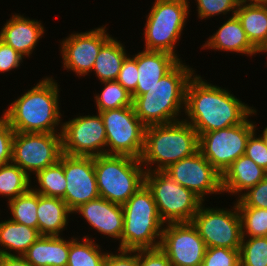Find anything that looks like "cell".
<instances>
[{
  "label": "cell",
  "mask_w": 267,
  "mask_h": 266,
  "mask_svg": "<svg viewBox=\"0 0 267 266\" xmlns=\"http://www.w3.org/2000/svg\"><path fill=\"white\" fill-rule=\"evenodd\" d=\"M231 92L195 73L186 86L183 119L198 135L242 123L255 107L242 102Z\"/></svg>",
  "instance_id": "obj_1"
},
{
  "label": "cell",
  "mask_w": 267,
  "mask_h": 266,
  "mask_svg": "<svg viewBox=\"0 0 267 266\" xmlns=\"http://www.w3.org/2000/svg\"><path fill=\"white\" fill-rule=\"evenodd\" d=\"M57 81L52 75L42 77L3 109L2 115L15 132L61 133L64 116Z\"/></svg>",
  "instance_id": "obj_2"
},
{
  "label": "cell",
  "mask_w": 267,
  "mask_h": 266,
  "mask_svg": "<svg viewBox=\"0 0 267 266\" xmlns=\"http://www.w3.org/2000/svg\"><path fill=\"white\" fill-rule=\"evenodd\" d=\"M195 73L185 60H180L153 87L146 89V93L137 96L133 107L140 121L148 127L182 120L186 86Z\"/></svg>",
  "instance_id": "obj_3"
},
{
  "label": "cell",
  "mask_w": 267,
  "mask_h": 266,
  "mask_svg": "<svg viewBox=\"0 0 267 266\" xmlns=\"http://www.w3.org/2000/svg\"><path fill=\"white\" fill-rule=\"evenodd\" d=\"M198 145L197 131L184 119L148 126L140 162L145 171H163L172 163L196 153Z\"/></svg>",
  "instance_id": "obj_4"
},
{
  "label": "cell",
  "mask_w": 267,
  "mask_h": 266,
  "mask_svg": "<svg viewBox=\"0 0 267 266\" xmlns=\"http://www.w3.org/2000/svg\"><path fill=\"white\" fill-rule=\"evenodd\" d=\"M124 214L121 249L141 250L160 247L163 227L151 191L144 184L122 205Z\"/></svg>",
  "instance_id": "obj_5"
},
{
  "label": "cell",
  "mask_w": 267,
  "mask_h": 266,
  "mask_svg": "<svg viewBox=\"0 0 267 266\" xmlns=\"http://www.w3.org/2000/svg\"><path fill=\"white\" fill-rule=\"evenodd\" d=\"M151 4L143 27V49L166 52L182 60L176 46L191 16L190 0H154Z\"/></svg>",
  "instance_id": "obj_6"
},
{
  "label": "cell",
  "mask_w": 267,
  "mask_h": 266,
  "mask_svg": "<svg viewBox=\"0 0 267 266\" xmlns=\"http://www.w3.org/2000/svg\"><path fill=\"white\" fill-rule=\"evenodd\" d=\"M94 170L100 197L123 205L144 185L145 169L140 159L127 155L94 157Z\"/></svg>",
  "instance_id": "obj_7"
},
{
  "label": "cell",
  "mask_w": 267,
  "mask_h": 266,
  "mask_svg": "<svg viewBox=\"0 0 267 266\" xmlns=\"http://www.w3.org/2000/svg\"><path fill=\"white\" fill-rule=\"evenodd\" d=\"M144 184L151 191L158 213L165 224L192 222L204 202L164 171H145Z\"/></svg>",
  "instance_id": "obj_8"
},
{
  "label": "cell",
  "mask_w": 267,
  "mask_h": 266,
  "mask_svg": "<svg viewBox=\"0 0 267 266\" xmlns=\"http://www.w3.org/2000/svg\"><path fill=\"white\" fill-rule=\"evenodd\" d=\"M258 110L253 112L240 124L224 129L203 133L199 136L198 150L207 161L221 174L242 155H245L247 141L255 131V117Z\"/></svg>",
  "instance_id": "obj_9"
},
{
  "label": "cell",
  "mask_w": 267,
  "mask_h": 266,
  "mask_svg": "<svg viewBox=\"0 0 267 266\" xmlns=\"http://www.w3.org/2000/svg\"><path fill=\"white\" fill-rule=\"evenodd\" d=\"M106 131V155L141 158L146 126L133 106L100 111Z\"/></svg>",
  "instance_id": "obj_10"
},
{
  "label": "cell",
  "mask_w": 267,
  "mask_h": 266,
  "mask_svg": "<svg viewBox=\"0 0 267 266\" xmlns=\"http://www.w3.org/2000/svg\"><path fill=\"white\" fill-rule=\"evenodd\" d=\"M203 202L194 215L192 224L197 228L207 248L225 247L240 249L242 241L241 218L236 205L230 209L210 207ZM206 206V207H205Z\"/></svg>",
  "instance_id": "obj_11"
},
{
  "label": "cell",
  "mask_w": 267,
  "mask_h": 266,
  "mask_svg": "<svg viewBox=\"0 0 267 266\" xmlns=\"http://www.w3.org/2000/svg\"><path fill=\"white\" fill-rule=\"evenodd\" d=\"M62 151L61 133L15 132L12 163L32 178L38 171L57 163Z\"/></svg>",
  "instance_id": "obj_12"
},
{
  "label": "cell",
  "mask_w": 267,
  "mask_h": 266,
  "mask_svg": "<svg viewBox=\"0 0 267 266\" xmlns=\"http://www.w3.org/2000/svg\"><path fill=\"white\" fill-rule=\"evenodd\" d=\"M74 115L62 124V151L69 156L106 154V131L99 112ZM84 115V116H83ZM76 116V117H75Z\"/></svg>",
  "instance_id": "obj_13"
},
{
  "label": "cell",
  "mask_w": 267,
  "mask_h": 266,
  "mask_svg": "<svg viewBox=\"0 0 267 266\" xmlns=\"http://www.w3.org/2000/svg\"><path fill=\"white\" fill-rule=\"evenodd\" d=\"M107 31L105 24L85 32L73 31L59 40L62 70L73 72L78 78L90 76L101 46L112 36Z\"/></svg>",
  "instance_id": "obj_14"
},
{
  "label": "cell",
  "mask_w": 267,
  "mask_h": 266,
  "mask_svg": "<svg viewBox=\"0 0 267 266\" xmlns=\"http://www.w3.org/2000/svg\"><path fill=\"white\" fill-rule=\"evenodd\" d=\"M163 171L175 182L193 191L204 202L213 194H223L222 175L199 150L189 157L172 163Z\"/></svg>",
  "instance_id": "obj_15"
},
{
  "label": "cell",
  "mask_w": 267,
  "mask_h": 266,
  "mask_svg": "<svg viewBox=\"0 0 267 266\" xmlns=\"http://www.w3.org/2000/svg\"><path fill=\"white\" fill-rule=\"evenodd\" d=\"M160 248L172 266H201L206 245L192 222L166 223Z\"/></svg>",
  "instance_id": "obj_16"
},
{
  "label": "cell",
  "mask_w": 267,
  "mask_h": 266,
  "mask_svg": "<svg viewBox=\"0 0 267 266\" xmlns=\"http://www.w3.org/2000/svg\"><path fill=\"white\" fill-rule=\"evenodd\" d=\"M65 196L62 198L73 212L81 204L100 197L94 157L64 154Z\"/></svg>",
  "instance_id": "obj_17"
},
{
  "label": "cell",
  "mask_w": 267,
  "mask_h": 266,
  "mask_svg": "<svg viewBox=\"0 0 267 266\" xmlns=\"http://www.w3.org/2000/svg\"><path fill=\"white\" fill-rule=\"evenodd\" d=\"M73 214L80 215L100 236L118 241L121 249L124 214L122 205L110 202L102 197L90 200L76 208Z\"/></svg>",
  "instance_id": "obj_18"
},
{
  "label": "cell",
  "mask_w": 267,
  "mask_h": 266,
  "mask_svg": "<svg viewBox=\"0 0 267 266\" xmlns=\"http://www.w3.org/2000/svg\"><path fill=\"white\" fill-rule=\"evenodd\" d=\"M0 28V40L11 46L25 58H30L47 31L42 20L31 19L24 14L11 13Z\"/></svg>",
  "instance_id": "obj_19"
},
{
  "label": "cell",
  "mask_w": 267,
  "mask_h": 266,
  "mask_svg": "<svg viewBox=\"0 0 267 266\" xmlns=\"http://www.w3.org/2000/svg\"><path fill=\"white\" fill-rule=\"evenodd\" d=\"M218 30L210 35L201 49L221 52H230L233 54L246 55L253 58L259 52L251 45L245 31L236 15L225 18Z\"/></svg>",
  "instance_id": "obj_20"
},
{
  "label": "cell",
  "mask_w": 267,
  "mask_h": 266,
  "mask_svg": "<svg viewBox=\"0 0 267 266\" xmlns=\"http://www.w3.org/2000/svg\"><path fill=\"white\" fill-rule=\"evenodd\" d=\"M180 60L169 53L149 51L143 49L137 52L138 83L136 90L131 94L134 100L137 96L146 93V89L153 87L166 75Z\"/></svg>",
  "instance_id": "obj_21"
},
{
  "label": "cell",
  "mask_w": 267,
  "mask_h": 266,
  "mask_svg": "<svg viewBox=\"0 0 267 266\" xmlns=\"http://www.w3.org/2000/svg\"><path fill=\"white\" fill-rule=\"evenodd\" d=\"M267 176V171L258 166L251 158L242 155L235 160L222 175V191L238 199L249 188Z\"/></svg>",
  "instance_id": "obj_22"
},
{
  "label": "cell",
  "mask_w": 267,
  "mask_h": 266,
  "mask_svg": "<svg viewBox=\"0 0 267 266\" xmlns=\"http://www.w3.org/2000/svg\"><path fill=\"white\" fill-rule=\"evenodd\" d=\"M36 212L41 236H63V231L69 226V217L73 214L63 199L39 193Z\"/></svg>",
  "instance_id": "obj_23"
},
{
  "label": "cell",
  "mask_w": 267,
  "mask_h": 266,
  "mask_svg": "<svg viewBox=\"0 0 267 266\" xmlns=\"http://www.w3.org/2000/svg\"><path fill=\"white\" fill-rule=\"evenodd\" d=\"M22 256L32 266H67L69 238L40 236Z\"/></svg>",
  "instance_id": "obj_24"
},
{
  "label": "cell",
  "mask_w": 267,
  "mask_h": 266,
  "mask_svg": "<svg viewBox=\"0 0 267 266\" xmlns=\"http://www.w3.org/2000/svg\"><path fill=\"white\" fill-rule=\"evenodd\" d=\"M235 15L251 45L259 53H262L267 47V4L262 2L240 3Z\"/></svg>",
  "instance_id": "obj_25"
},
{
  "label": "cell",
  "mask_w": 267,
  "mask_h": 266,
  "mask_svg": "<svg viewBox=\"0 0 267 266\" xmlns=\"http://www.w3.org/2000/svg\"><path fill=\"white\" fill-rule=\"evenodd\" d=\"M40 236L36 228L13 222L9 217L1 220L0 255L22 256Z\"/></svg>",
  "instance_id": "obj_26"
},
{
  "label": "cell",
  "mask_w": 267,
  "mask_h": 266,
  "mask_svg": "<svg viewBox=\"0 0 267 266\" xmlns=\"http://www.w3.org/2000/svg\"><path fill=\"white\" fill-rule=\"evenodd\" d=\"M111 36L102 46L93 65V73L100 82L117 80L123 61L129 55L126 43Z\"/></svg>",
  "instance_id": "obj_27"
},
{
  "label": "cell",
  "mask_w": 267,
  "mask_h": 266,
  "mask_svg": "<svg viewBox=\"0 0 267 266\" xmlns=\"http://www.w3.org/2000/svg\"><path fill=\"white\" fill-rule=\"evenodd\" d=\"M83 237V238H82ZM69 237V256L67 266H105L106 252L96 243V237L84 235Z\"/></svg>",
  "instance_id": "obj_28"
},
{
  "label": "cell",
  "mask_w": 267,
  "mask_h": 266,
  "mask_svg": "<svg viewBox=\"0 0 267 266\" xmlns=\"http://www.w3.org/2000/svg\"><path fill=\"white\" fill-rule=\"evenodd\" d=\"M31 182V188L44 196L63 198L65 196L66 178L64 175V153L60 160L38 171ZM36 183V184H35ZM35 184V185H34Z\"/></svg>",
  "instance_id": "obj_29"
},
{
  "label": "cell",
  "mask_w": 267,
  "mask_h": 266,
  "mask_svg": "<svg viewBox=\"0 0 267 266\" xmlns=\"http://www.w3.org/2000/svg\"><path fill=\"white\" fill-rule=\"evenodd\" d=\"M32 178L18 165H0V196L7 202L26 193L31 188Z\"/></svg>",
  "instance_id": "obj_30"
},
{
  "label": "cell",
  "mask_w": 267,
  "mask_h": 266,
  "mask_svg": "<svg viewBox=\"0 0 267 266\" xmlns=\"http://www.w3.org/2000/svg\"><path fill=\"white\" fill-rule=\"evenodd\" d=\"M13 222L38 229V193L30 188L26 193L6 202Z\"/></svg>",
  "instance_id": "obj_31"
},
{
  "label": "cell",
  "mask_w": 267,
  "mask_h": 266,
  "mask_svg": "<svg viewBox=\"0 0 267 266\" xmlns=\"http://www.w3.org/2000/svg\"><path fill=\"white\" fill-rule=\"evenodd\" d=\"M104 84L100 93H93L97 112L133 106V99L117 80L101 82Z\"/></svg>",
  "instance_id": "obj_32"
},
{
  "label": "cell",
  "mask_w": 267,
  "mask_h": 266,
  "mask_svg": "<svg viewBox=\"0 0 267 266\" xmlns=\"http://www.w3.org/2000/svg\"><path fill=\"white\" fill-rule=\"evenodd\" d=\"M237 208L241 218L242 237H267V209Z\"/></svg>",
  "instance_id": "obj_33"
},
{
  "label": "cell",
  "mask_w": 267,
  "mask_h": 266,
  "mask_svg": "<svg viewBox=\"0 0 267 266\" xmlns=\"http://www.w3.org/2000/svg\"><path fill=\"white\" fill-rule=\"evenodd\" d=\"M240 266H267V237H242Z\"/></svg>",
  "instance_id": "obj_34"
},
{
  "label": "cell",
  "mask_w": 267,
  "mask_h": 266,
  "mask_svg": "<svg viewBox=\"0 0 267 266\" xmlns=\"http://www.w3.org/2000/svg\"><path fill=\"white\" fill-rule=\"evenodd\" d=\"M196 2V15L198 19L207 20L214 16H225V18L235 15L238 2L236 0H194ZM231 13V14H230ZM228 15V16H226ZM230 15V16H229Z\"/></svg>",
  "instance_id": "obj_35"
},
{
  "label": "cell",
  "mask_w": 267,
  "mask_h": 266,
  "mask_svg": "<svg viewBox=\"0 0 267 266\" xmlns=\"http://www.w3.org/2000/svg\"><path fill=\"white\" fill-rule=\"evenodd\" d=\"M201 266H240V249L206 248Z\"/></svg>",
  "instance_id": "obj_36"
},
{
  "label": "cell",
  "mask_w": 267,
  "mask_h": 266,
  "mask_svg": "<svg viewBox=\"0 0 267 266\" xmlns=\"http://www.w3.org/2000/svg\"><path fill=\"white\" fill-rule=\"evenodd\" d=\"M237 207H255L267 209V176L255 186L249 188L238 199Z\"/></svg>",
  "instance_id": "obj_37"
},
{
  "label": "cell",
  "mask_w": 267,
  "mask_h": 266,
  "mask_svg": "<svg viewBox=\"0 0 267 266\" xmlns=\"http://www.w3.org/2000/svg\"><path fill=\"white\" fill-rule=\"evenodd\" d=\"M257 125V123L254 125L255 131L250 135L247 141L245 155L267 171V147L261 136L257 135L259 134L258 132H260Z\"/></svg>",
  "instance_id": "obj_38"
},
{
  "label": "cell",
  "mask_w": 267,
  "mask_h": 266,
  "mask_svg": "<svg viewBox=\"0 0 267 266\" xmlns=\"http://www.w3.org/2000/svg\"><path fill=\"white\" fill-rule=\"evenodd\" d=\"M137 53L129 54L123 61L122 68L119 72L117 81L129 92L136 90L138 83Z\"/></svg>",
  "instance_id": "obj_39"
},
{
  "label": "cell",
  "mask_w": 267,
  "mask_h": 266,
  "mask_svg": "<svg viewBox=\"0 0 267 266\" xmlns=\"http://www.w3.org/2000/svg\"><path fill=\"white\" fill-rule=\"evenodd\" d=\"M15 131L9 125L8 120L0 116V165L12 162V141Z\"/></svg>",
  "instance_id": "obj_40"
},
{
  "label": "cell",
  "mask_w": 267,
  "mask_h": 266,
  "mask_svg": "<svg viewBox=\"0 0 267 266\" xmlns=\"http://www.w3.org/2000/svg\"><path fill=\"white\" fill-rule=\"evenodd\" d=\"M24 57L14 50L11 46L5 44L0 40V73L4 75L5 72L20 69L24 61Z\"/></svg>",
  "instance_id": "obj_41"
},
{
  "label": "cell",
  "mask_w": 267,
  "mask_h": 266,
  "mask_svg": "<svg viewBox=\"0 0 267 266\" xmlns=\"http://www.w3.org/2000/svg\"><path fill=\"white\" fill-rule=\"evenodd\" d=\"M138 266H172L166 253L160 248L138 250Z\"/></svg>",
  "instance_id": "obj_42"
},
{
  "label": "cell",
  "mask_w": 267,
  "mask_h": 266,
  "mask_svg": "<svg viewBox=\"0 0 267 266\" xmlns=\"http://www.w3.org/2000/svg\"><path fill=\"white\" fill-rule=\"evenodd\" d=\"M105 266H138V250H110L106 255Z\"/></svg>",
  "instance_id": "obj_43"
},
{
  "label": "cell",
  "mask_w": 267,
  "mask_h": 266,
  "mask_svg": "<svg viewBox=\"0 0 267 266\" xmlns=\"http://www.w3.org/2000/svg\"><path fill=\"white\" fill-rule=\"evenodd\" d=\"M0 266H32L23 256L0 255Z\"/></svg>",
  "instance_id": "obj_44"
},
{
  "label": "cell",
  "mask_w": 267,
  "mask_h": 266,
  "mask_svg": "<svg viewBox=\"0 0 267 266\" xmlns=\"http://www.w3.org/2000/svg\"><path fill=\"white\" fill-rule=\"evenodd\" d=\"M261 131H262V133L259 135L261 136V138L263 139V141L265 142V145L267 147V125Z\"/></svg>",
  "instance_id": "obj_45"
},
{
  "label": "cell",
  "mask_w": 267,
  "mask_h": 266,
  "mask_svg": "<svg viewBox=\"0 0 267 266\" xmlns=\"http://www.w3.org/2000/svg\"><path fill=\"white\" fill-rule=\"evenodd\" d=\"M239 4L240 3H255V2H261V0H236Z\"/></svg>",
  "instance_id": "obj_46"
},
{
  "label": "cell",
  "mask_w": 267,
  "mask_h": 266,
  "mask_svg": "<svg viewBox=\"0 0 267 266\" xmlns=\"http://www.w3.org/2000/svg\"><path fill=\"white\" fill-rule=\"evenodd\" d=\"M266 54L267 53V47L262 51V54ZM265 65H267V61H266V63H265Z\"/></svg>",
  "instance_id": "obj_47"
},
{
  "label": "cell",
  "mask_w": 267,
  "mask_h": 266,
  "mask_svg": "<svg viewBox=\"0 0 267 266\" xmlns=\"http://www.w3.org/2000/svg\"><path fill=\"white\" fill-rule=\"evenodd\" d=\"M261 2L267 4V0H261Z\"/></svg>",
  "instance_id": "obj_48"
}]
</instances>
